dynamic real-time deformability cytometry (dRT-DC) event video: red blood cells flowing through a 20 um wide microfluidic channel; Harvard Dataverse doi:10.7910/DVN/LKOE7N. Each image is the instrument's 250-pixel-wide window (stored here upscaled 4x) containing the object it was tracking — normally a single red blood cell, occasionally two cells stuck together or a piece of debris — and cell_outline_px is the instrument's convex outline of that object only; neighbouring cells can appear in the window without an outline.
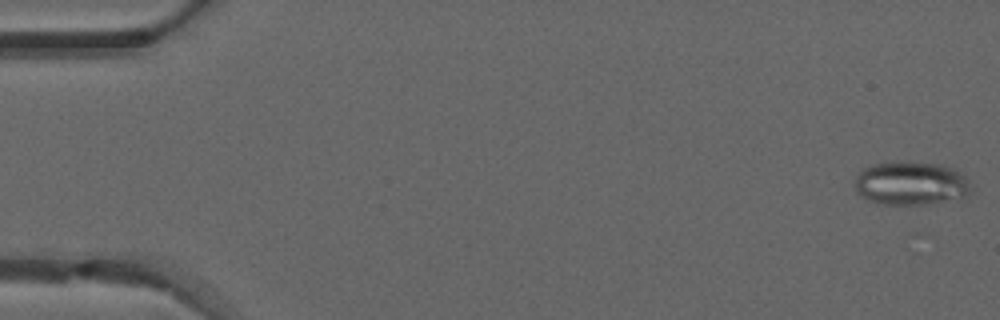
{"species": "common noctule bat (a hibernating species)", "species_latin": "Nyctalus noctula", "temperature_condition": "warm", "stored_images_in_passage": 50, "camera_frame_rate_fps": 3000, "um_per_image_px": 0.085, "animal": {"sex": "male", "forearm_length_mm": 52.5}, "frame": {"image": 1, "passage_image": 1, "time_ms": 0.0, "image_size_px": [1000, 320], "cell_outline_px": [[968, 192], [964, 196], [928, 204], [884, 204], [872, 200], [856, 192], [856, 176], [864, 168], [872, 164], [884, 160], [908, 160], [940, 164], [952, 168], [960, 172], [968, 180]], "centroid_in_image_um": [77.38, 15.52], "position_along_channel_um": 7.6, "area_um2": 29.48}}
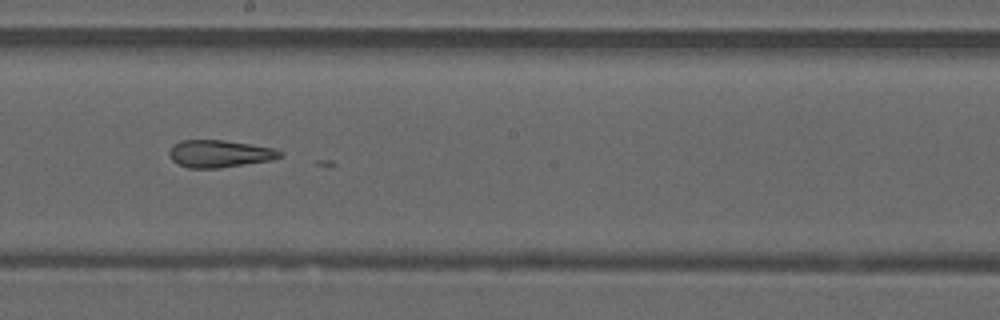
{"frame": {"image": 2, "passage_image": 28, "time_ms": 9.0, "image_size_px": [1000, 320], "cell_outline_px": [[284, 156], [272, 160], [220, 168], [188, 168], [172, 160], [168, 152], [172, 144], [180, 140], [224, 140], [272, 148], [280, 152]], "centroid_in_image_um": [18.63, 13.06], "position_along_channel_um": 229.6, "area_um2": 17.57}}
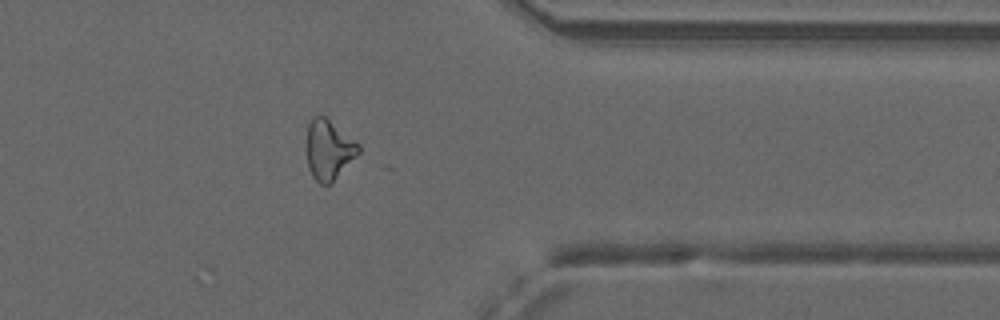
{"frame": {"image": 3, "passage_image": 40, "time_ms": 13.0, "image_size_px": [1000, 320], "cell_outline_px": [[360, 152], [328, 184], [320, 184], [312, 176], [308, 168], [308, 124], [312, 116], [324, 116], [360, 144]], "centroid_in_image_um": [27.94, 12.7], "position_along_channel_um": 383.5, "area_um2": 17.51}}